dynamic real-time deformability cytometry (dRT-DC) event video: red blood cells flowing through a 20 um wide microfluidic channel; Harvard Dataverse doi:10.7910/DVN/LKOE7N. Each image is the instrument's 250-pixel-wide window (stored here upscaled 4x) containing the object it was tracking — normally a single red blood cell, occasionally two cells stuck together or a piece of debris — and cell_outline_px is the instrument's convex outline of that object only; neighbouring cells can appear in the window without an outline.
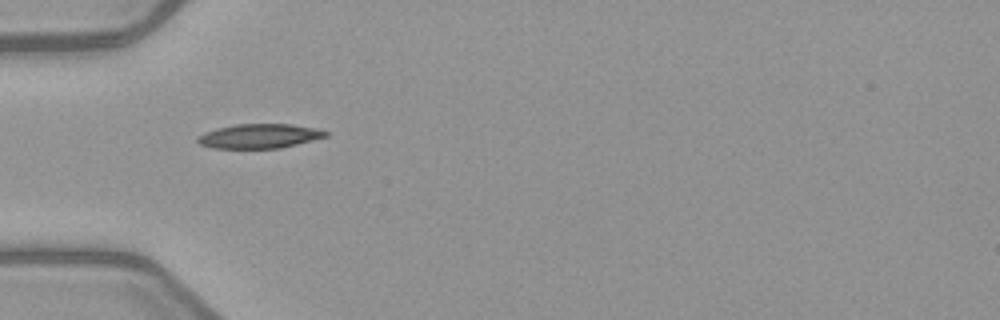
{"species": "common noctule bat (a hibernating species)", "species_latin": "Nyctalus noctula", "temperature_condition": "warm", "stored_images_in_passage": 3, "camera_frame_rate_fps": 3000, "um_per_image_px": 0.085, "animal": {"sex": "female", "body_mass_g": 21.9}, "frame": {"image": 1, "passage_image": 1, "time_ms": 0.0, "image_size_px": [1000, 320], "cell_outline_px": [[328, 136], [280, 148], [212, 148], [200, 144], [196, 140], [196, 136], [204, 132], [216, 128], [236, 124], [292, 124], [316, 128], [328, 132]], "centroid_in_image_um": [22.01, 11.56], "position_along_channel_um": 63.0, "area_um2": 18.21}}
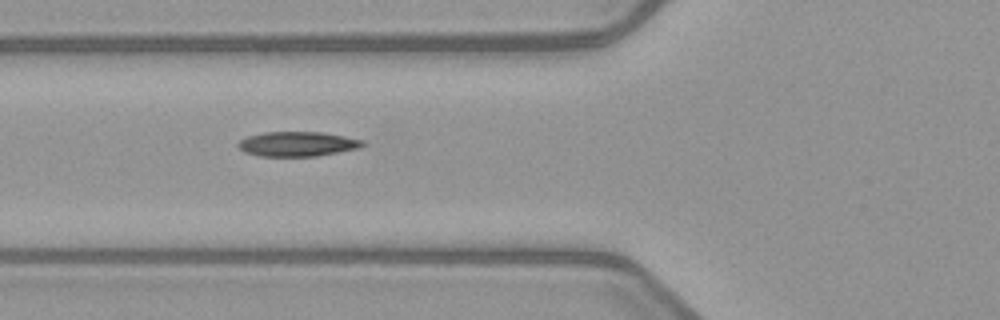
{"frame": {"image": 2, "passage_image": 2, "time_ms": 1.0, "image_size_px": [1000, 320], "cell_outline_px": [[368, 144], [360, 148], [316, 156], [260, 156], [244, 152], [236, 144], [240, 140], [248, 136], [264, 132], [320, 132], [344, 136], [364, 140]], "centroid_in_image_um": [25.31, 12.24], "position_along_channel_um": 100.5, "area_um2": 17.98}}
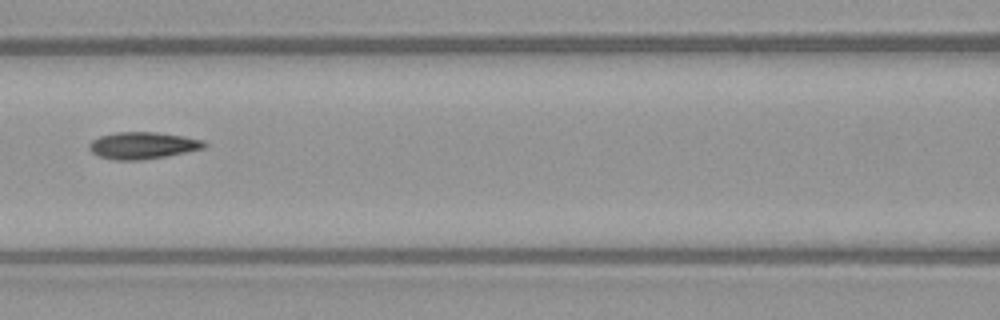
{"frame": {"image": 3, "passage_image": 3, "time_ms": 2.333, "image_size_px": [1000, 320], "cell_outline_px": [[208, 144], [204, 148], [164, 156], [140, 160], [112, 160], [100, 156], [92, 152], [88, 148], [88, 144], [92, 140], [100, 136], [116, 132], [156, 132], [184, 136], [204, 140]], "centroid_in_image_um": [12.12, 12.35], "position_along_channel_um": 154.5, "area_um2": 17.98}}